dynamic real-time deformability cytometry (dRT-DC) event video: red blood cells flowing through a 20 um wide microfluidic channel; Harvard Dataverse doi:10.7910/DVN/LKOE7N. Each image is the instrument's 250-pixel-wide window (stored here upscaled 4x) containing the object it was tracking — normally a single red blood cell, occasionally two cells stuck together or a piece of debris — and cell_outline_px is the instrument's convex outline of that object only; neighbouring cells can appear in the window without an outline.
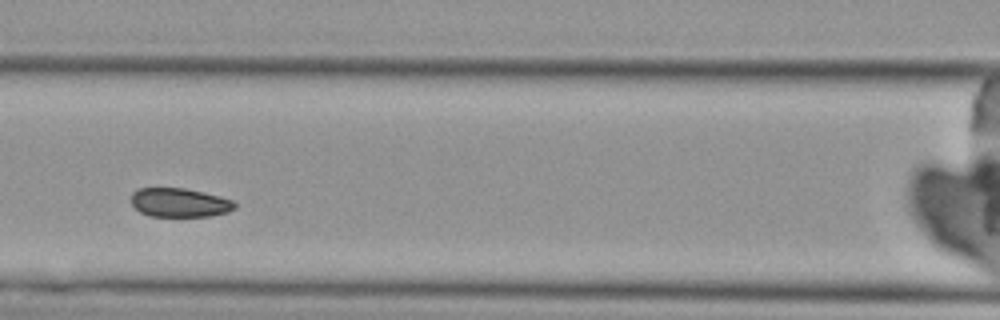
{"species": "Egyptian fruit bat (a non-hibernating species)", "species_latin": "Rousettus aegyptiacus", "temperature_condition": "cold", "stored_images_in_passage": 5, "camera_frame_rate_fps": 3000, "um_per_image_px": 0.085, "animal": {"sex": "female"}, "frame": {"image": 1, "passage_image": 3, "time_ms": 2.333, "image_size_px": [1000, 320], "cell_outline_px": [[236, 208], [228, 212], [212, 216], [148, 216], [140, 212], [132, 204], [132, 192], [136, 188], [184, 188], [204, 192], [236, 200]], "centroid_in_image_um": [15.3, 17.22], "position_along_channel_um": 151.3, "area_um2": 17.69}}
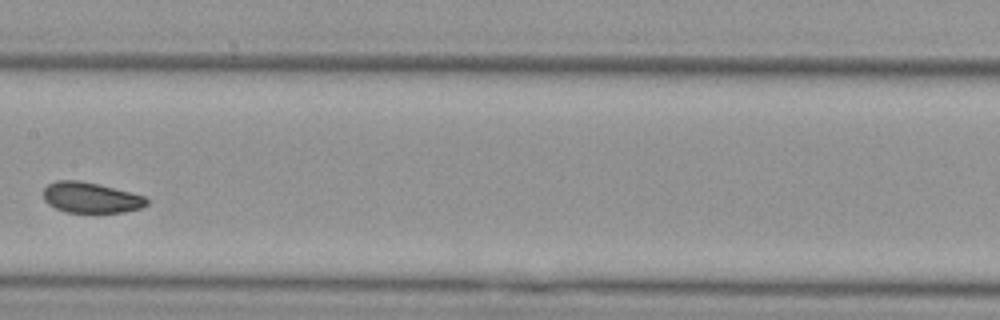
{"frame": {"image": 2, "passage_image": 4, "time_ms": 3.667, "image_size_px": [1000, 320], "cell_outline_px": [[148, 204], [140, 208], [124, 212], [68, 212], [56, 208], [48, 204], [44, 200], [44, 188], [48, 184], [56, 180], [80, 180], [100, 184], [144, 196], [148, 200]], "centroid_in_image_um": [7.71, 16.78], "position_along_channel_um": 199.7, "area_um2": 18.38}}
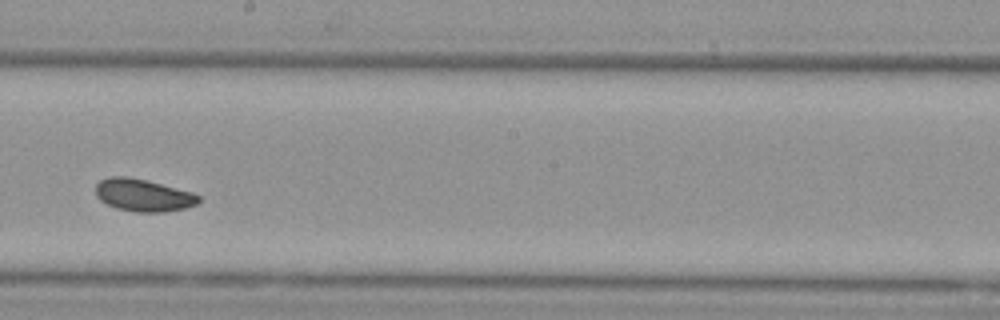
{"frame": {"image": 3, "passage_image": 5, "time_ms": 4.667, "image_size_px": [1000, 320], "cell_outline_px": [[200, 200], [196, 204], [184, 208], [164, 212], [136, 212], [116, 208], [100, 200], [96, 196], [96, 184], [100, 180], [108, 176], [128, 176], [192, 192], [200, 196]], "centroid_in_image_um": [12.14, 16.59], "position_along_channel_um": 236.1, "area_um2": 19.31}}